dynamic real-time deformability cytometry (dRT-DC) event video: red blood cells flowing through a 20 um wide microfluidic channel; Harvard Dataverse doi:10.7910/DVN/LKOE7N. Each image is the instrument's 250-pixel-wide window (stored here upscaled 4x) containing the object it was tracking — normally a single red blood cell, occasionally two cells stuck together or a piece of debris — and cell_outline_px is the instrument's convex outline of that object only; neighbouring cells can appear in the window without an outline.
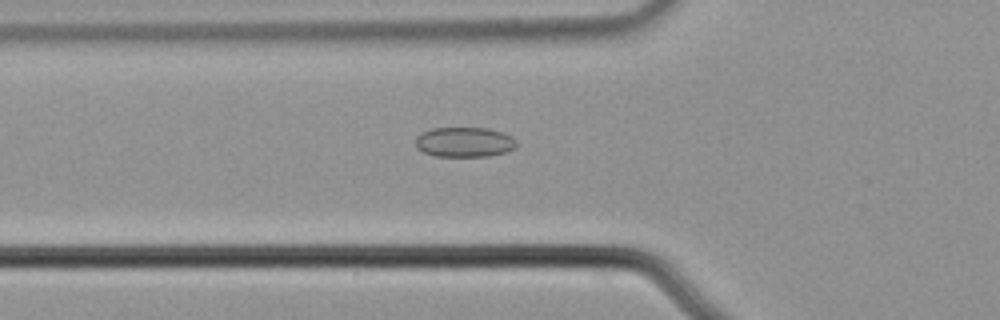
{"species": "common noctule bat (a hibernating species)", "species_latin": "Nyctalus noctula", "temperature_condition": "cold", "stored_images_in_passage": 41, "camera_frame_rate_fps": 3000, "um_per_image_px": 0.085, "animal": {"sex": "male", "body_mass_g": 21.5, "forearm_length_mm": 52.0}, "frame": {"image": 1, "passage_image": 7, "time_ms": 2.0, "image_size_px": [1000, 320], "cell_outline_px": [[516, 144], [512, 148], [504, 152], [488, 156], [432, 156], [416, 148], [416, 136], [420, 132], [432, 128], [488, 128], [504, 132], [512, 136], [516, 140]], "centroid_in_image_um": [39.44, 12.06], "position_along_channel_um": 86.4, "area_um2": 17.69}}
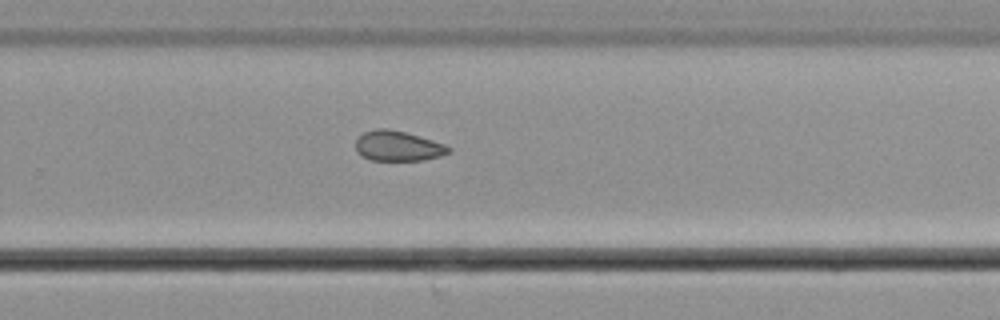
{"frame": {"image": 2, "passage_image": 24, "time_ms": 7.667, "image_size_px": [1000, 320], "cell_outline_px": [[452, 152], [440, 156], [424, 160], [372, 160], [356, 152], [356, 140], [364, 132], [376, 128], [388, 128], [404, 132], [432, 140], [444, 144], [452, 148]], "centroid_in_image_um": [33.84, 12.41], "position_along_channel_um": 296.0, "area_um2": 16.24}}
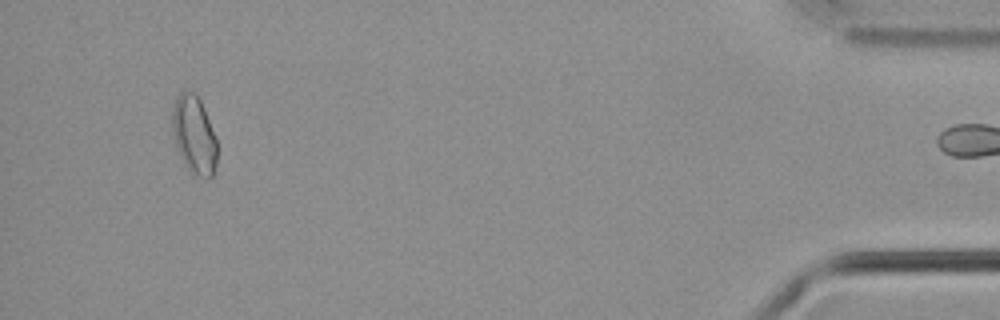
{"frame": {"image": 3, "passage_image": 40, "time_ms": 13.0, "image_size_px": [1000, 320], "cell_outline_px": [[216, 164], [212, 176], [208, 180], [192, 172], [184, 164], [180, 156], [176, 144], [172, 128], [172, 108], [180, 92], [196, 92], [204, 108], [216, 136]], "centroid_in_image_um": [16.51, 11.46], "position_along_channel_um": 418.7, "area_um2": 20.23}}